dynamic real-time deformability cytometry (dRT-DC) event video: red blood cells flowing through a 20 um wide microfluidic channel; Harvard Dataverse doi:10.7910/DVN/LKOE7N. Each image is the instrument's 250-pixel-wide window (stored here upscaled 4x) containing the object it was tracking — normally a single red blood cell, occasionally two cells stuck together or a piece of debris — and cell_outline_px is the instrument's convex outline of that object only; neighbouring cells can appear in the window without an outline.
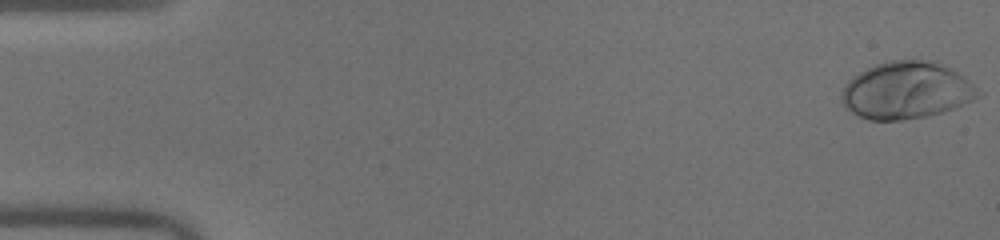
{"species": "human", "species_latin": "Homo sapiens", "temperature_condition": "warm", "stored_images_in_passage": 48, "camera_frame_rate_fps": 3000, "um_per_image_px": 0.085, "donor": {"sex": "male"}, "frame": {"image": 1, "passage_image": 1, "time_ms": 0.0, "image_size_px": [1000, 240], "cell_outline_px": [[984, 92], [980, 96], [964, 104], [928, 116], [900, 120], [868, 120], [852, 112], [840, 100], [840, 96], [844, 84], [852, 76], [872, 64], [888, 60], [936, 60], [964, 76]], "centroid_in_image_um": [77.05, 7.66], "position_along_channel_um": 8.0, "area_um2": 45.89}}
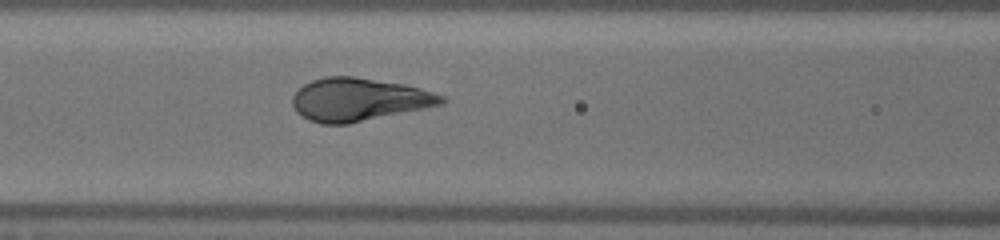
{"frame": {"image": 2, "passage_image": 22, "time_ms": 7.0, "image_size_px": [1000, 240], "cell_outline_px": [[448, 100], [444, 104], [348, 124], [320, 124], [308, 120], [296, 112], [292, 104], [292, 96], [304, 84], [312, 80], [324, 76], [352, 76], [404, 84], [420, 88], [444, 96]], "centroid_in_image_um": [30.49, 8.46], "position_along_channel_um": 136.1, "area_um2": 37.4}}
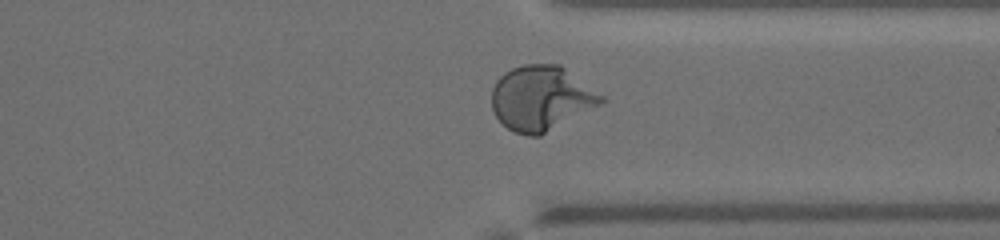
{"frame": {"image": 3, "passage_image": 39, "time_ms": 12.667, "image_size_px": [1000, 240], "cell_outline_px": [[604, 100], [600, 104], [540, 136], [528, 136], [516, 132], [508, 128], [496, 116], [492, 108], [492, 88], [496, 80], [504, 72], [512, 68], [524, 64], [560, 64], [604, 96]], "centroid_in_image_um": [45.98, 8.33], "position_along_channel_um": 365.4, "area_um2": 41.04}, "authors_computed_cell_mechanics": {"area_um2": 39.7086, "velocity_mm_per_s": 4.0517, "shape_relaxation_time_tau1_ms": 3.4342, "shape_relaxation_time_tau2_ms": null, "deformation_change_tau1": 0.2436, "deformation_change_tau2": null}}